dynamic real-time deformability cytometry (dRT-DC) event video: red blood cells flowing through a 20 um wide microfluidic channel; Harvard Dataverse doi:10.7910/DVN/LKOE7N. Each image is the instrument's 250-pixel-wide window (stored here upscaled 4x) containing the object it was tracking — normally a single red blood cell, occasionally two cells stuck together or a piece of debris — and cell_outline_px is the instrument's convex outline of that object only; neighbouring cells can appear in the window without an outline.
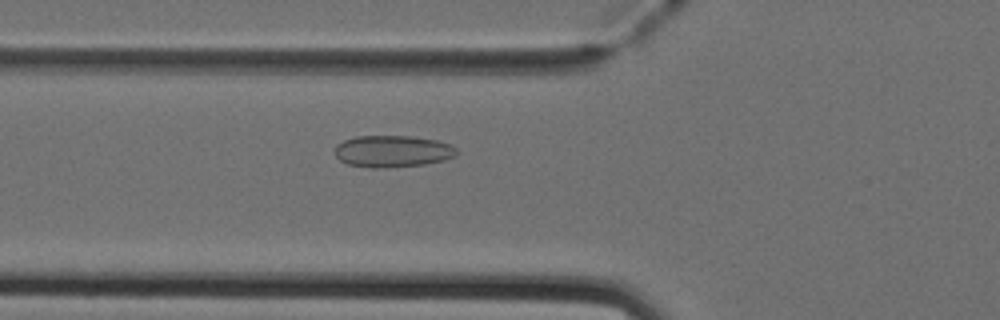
{"species": "Egyptian fruit bat (a non-hibernating species)", "species_latin": "Rousettus aegyptiacus", "temperature_condition": "cold", "stored_images_in_passage": 34, "camera_frame_rate_fps": 3000, "um_per_image_px": 0.085, "animal": {"sex": "female"}, "frame": {"image": 1, "passage_image": 5, "time_ms": 1.333, "image_size_px": [1000, 320], "cell_outline_px": [[460, 152], [456, 156], [444, 160], [424, 164], [376, 168], [372, 168], [348, 164], [340, 160], [336, 156], [336, 144], [344, 140], [356, 136], [412, 136], [436, 140], [448, 144], [456, 148]], "centroid_in_image_um": [33.38, 12.85], "position_along_channel_um": 92.4, "area_um2": 22.48}}
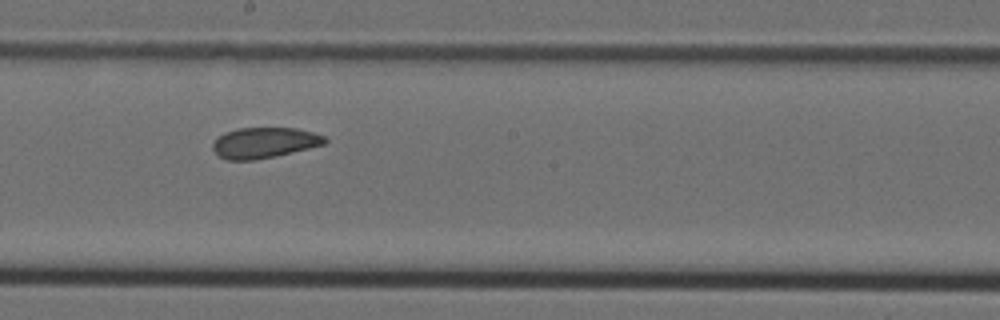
{"frame": {"image": 2, "passage_image": 15, "time_ms": 4.667, "image_size_px": [1000, 320], "cell_outline_px": [[328, 140], [324, 144], [276, 156], [256, 160], [224, 160], [212, 148], [212, 144], [224, 132], [236, 128], [296, 128], [312, 132], [324, 136]], "centroid_in_image_um": [22.45, 12.13], "position_along_channel_um": 225.8, "area_um2": 19.94}}
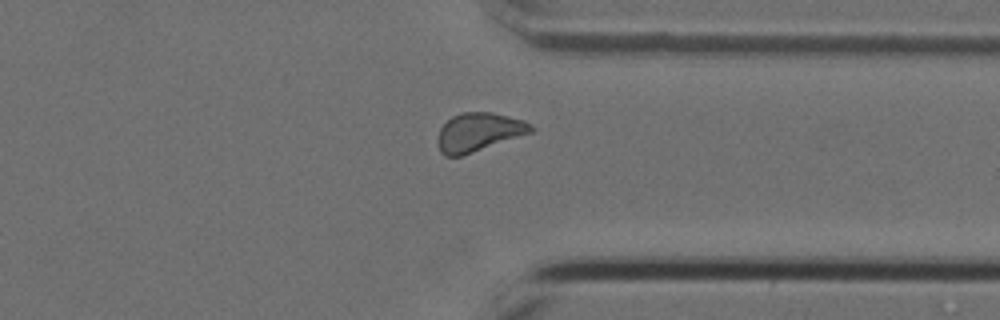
{"frame": {"image": 3, "passage_image": 26, "time_ms": 8.333, "image_size_px": [1000, 320], "cell_outline_px": [[536, 128], [532, 132], [460, 156], [444, 156], [440, 152], [436, 140], [440, 128], [452, 116], [460, 112], [492, 112], [524, 120], [532, 124]], "centroid_in_image_um": [40.68, 11.22], "position_along_channel_um": 370.7, "area_um2": 20.92}}